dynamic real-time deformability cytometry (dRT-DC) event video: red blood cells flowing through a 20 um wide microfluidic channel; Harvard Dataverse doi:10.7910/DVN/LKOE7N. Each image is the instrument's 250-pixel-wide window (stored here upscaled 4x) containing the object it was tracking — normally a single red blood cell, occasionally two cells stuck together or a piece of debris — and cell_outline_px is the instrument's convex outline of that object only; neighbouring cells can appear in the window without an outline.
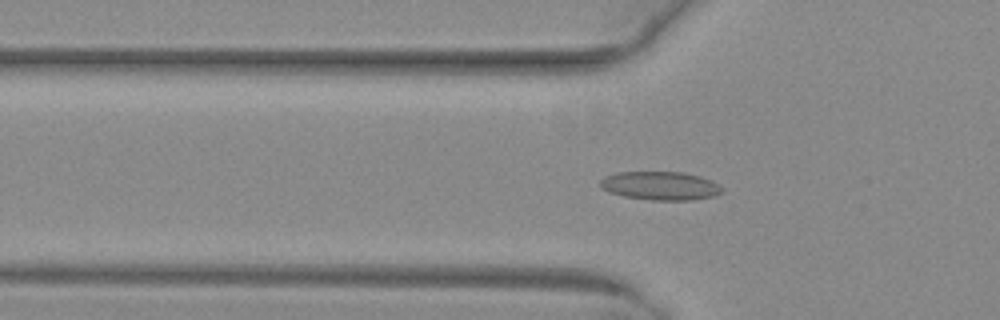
{"species": "common noctule bat (a hibernating species)", "species_latin": "Nyctalus noctula", "temperature_condition": "warm", "stored_images_in_passage": 51, "camera_frame_rate_fps": 3000, "um_per_image_px": 0.085, "animal": {"sex": "female", "body_mass_g": 29.2, "forearm_length_mm": 56.3}, "frame": {"image": 1, "passage_image": 17, "time_ms": 5.333, "image_size_px": [1000, 320], "cell_outline_px": [[724, 192], [716, 196], [692, 200], [648, 200], [624, 196], [608, 192], [600, 188], [600, 180], [604, 176], [616, 172], [684, 172], [700, 176], [712, 180], [720, 184], [724, 188]], "centroid_in_image_um": [56.16, 15.79], "position_along_channel_um": 69.6, "area_um2": 20.69}}
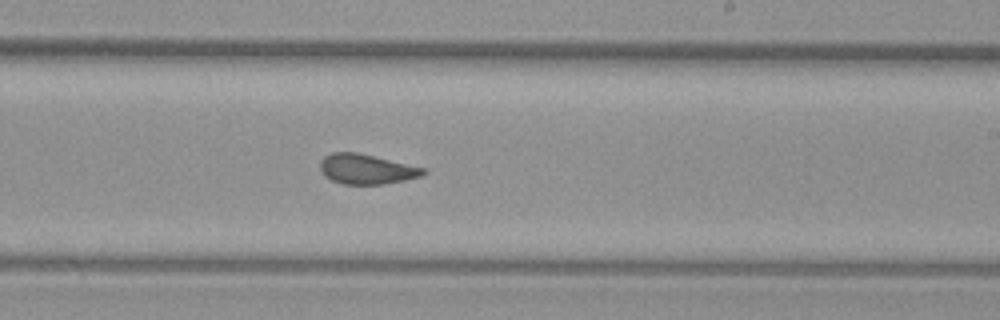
{"frame": {"image": 2, "passage_image": 31, "time_ms": 10.0, "image_size_px": [1000, 320], "cell_outline_px": [[428, 172], [420, 176], [404, 180], [384, 184], [344, 184], [332, 180], [324, 176], [320, 172], [320, 160], [324, 156], [332, 152], [356, 152], [424, 168]], "centroid_in_image_um": [31.1, 14.37], "position_along_channel_um": 257.9, "area_um2": 17.86}}
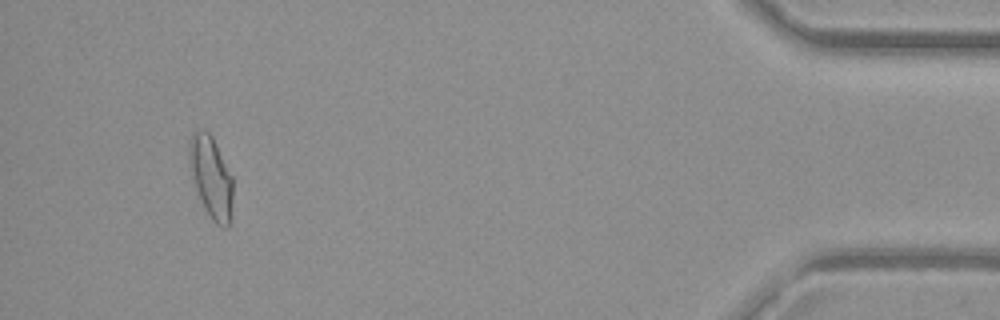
{"frame": {"image": 3, "passage_image": 48, "time_ms": 15.667, "image_size_px": [1000, 320], "cell_outline_px": [[232, 196], [228, 228], [224, 228], [216, 224], [212, 220], [204, 208], [192, 180], [188, 156], [188, 140], [192, 132], [196, 128], [208, 132], [212, 136], [232, 176]], "centroid_in_image_um": [17.9, 15.01], "position_along_channel_um": 417.3, "area_um2": 20.87}, "authors_computed_cell_mechanics": {"area_um2": 19.363, "velocity_mm_per_s": 4.0308, "shape_relaxation_time_tau1_ms": null, "shape_relaxation_time_tau2_ms": 0.8665, "deformation_change_tau1": null, "deformation_change_tau2": 0.065}}